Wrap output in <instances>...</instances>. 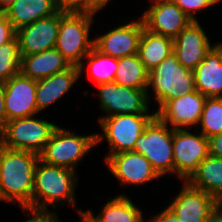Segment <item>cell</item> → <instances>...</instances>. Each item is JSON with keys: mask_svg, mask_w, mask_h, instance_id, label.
Wrapping results in <instances>:
<instances>
[{"mask_svg": "<svg viewBox=\"0 0 222 222\" xmlns=\"http://www.w3.org/2000/svg\"><path fill=\"white\" fill-rule=\"evenodd\" d=\"M97 89L99 109L105 113L97 121L120 114H156L155 109L150 110L147 89L129 88L116 82L99 84Z\"/></svg>", "mask_w": 222, "mask_h": 222, "instance_id": "9", "label": "cell"}, {"mask_svg": "<svg viewBox=\"0 0 222 222\" xmlns=\"http://www.w3.org/2000/svg\"><path fill=\"white\" fill-rule=\"evenodd\" d=\"M172 139L173 128L156 115L137 139L133 151L143 154L161 177L174 175Z\"/></svg>", "mask_w": 222, "mask_h": 222, "instance_id": "8", "label": "cell"}, {"mask_svg": "<svg viewBox=\"0 0 222 222\" xmlns=\"http://www.w3.org/2000/svg\"><path fill=\"white\" fill-rule=\"evenodd\" d=\"M151 222H182L167 206L149 217Z\"/></svg>", "mask_w": 222, "mask_h": 222, "instance_id": "34", "label": "cell"}, {"mask_svg": "<svg viewBox=\"0 0 222 222\" xmlns=\"http://www.w3.org/2000/svg\"><path fill=\"white\" fill-rule=\"evenodd\" d=\"M72 65L55 47L41 53L21 55L20 72L31 79L47 78Z\"/></svg>", "mask_w": 222, "mask_h": 222, "instance_id": "21", "label": "cell"}, {"mask_svg": "<svg viewBox=\"0 0 222 222\" xmlns=\"http://www.w3.org/2000/svg\"><path fill=\"white\" fill-rule=\"evenodd\" d=\"M155 116L156 114H120L100 119L98 125L101 132H95L96 147L106 142L109 149L103 160L113 154L133 151L137 139Z\"/></svg>", "mask_w": 222, "mask_h": 222, "instance_id": "5", "label": "cell"}, {"mask_svg": "<svg viewBox=\"0 0 222 222\" xmlns=\"http://www.w3.org/2000/svg\"><path fill=\"white\" fill-rule=\"evenodd\" d=\"M113 177L121 186H145L149 182L160 181L161 176L153 168L149 160L141 153L126 151L109 156L105 161Z\"/></svg>", "mask_w": 222, "mask_h": 222, "instance_id": "11", "label": "cell"}, {"mask_svg": "<svg viewBox=\"0 0 222 222\" xmlns=\"http://www.w3.org/2000/svg\"><path fill=\"white\" fill-rule=\"evenodd\" d=\"M203 29L200 21L190 24L173 39V54L181 65L194 71L197 65L205 59L206 54L215 45Z\"/></svg>", "mask_w": 222, "mask_h": 222, "instance_id": "15", "label": "cell"}, {"mask_svg": "<svg viewBox=\"0 0 222 222\" xmlns=\"http://www.w3.org/2000/svg\"><path fill=\"white\" fill-rule=\"evenodd\" d=\"M60 25V10L16 31L20 55H32L54 48Z\"/></svg>", "mask_w": 222, "mask_h": 222, "instance_id": "18", "label": "cell"}, {"mask_svg": "<svg viewBox=\"0 0 222 222\" xmlns=\"http://www.w3.org/2000/svg\"><path fill=\"white\" fill-rule=\"evenodd\" d=\"M149 4L140 17L144 28L152 33L174 39L192 21L171 0H149Z\"/></svg>", "mask_w": 222, "mask_h": 222, "instance_id": "14", "label": "cell"}, {"mask_svg": "<svg viewBox=\"0 0 222 222\" xmlns=\"http://www.w3.org/2000/svg\"><path fill=\"white\" fill-rule=\"evenodd\" d=\"M206 96L197 90L179 95L169 100L156 115L173 129H192L197 127Z\"/></svg>", "mask_w": 222, "mask_h": 222, "instance_id": "16", "label": "cell"}, {"mask_svg": "<svg viewBox=\"0 0 222 222\" xmlns=\"http://www.w3.org/2000/svg\"><path fill=\"white\" fill-rule=\"evenodd\" d=\"M96 15L98 14L60 10V25L55 48L71 65L79 67L84 57L94 48V37H90V31Z\"/></svg>", "mask_w": 222, "mask_h": 222, "instance_id": "4", "label": "cell"}, {"mask_svg": "<svg viewBox=\"0 0 222 222\" xmlns=\"http://www.w3.org/2000/svg\"><path fill=\"white\" fill-rule=\"evenodd\" d=\"M95 147V133L82 135L59 124L39 158L46 164L70 168L77 172L83 158Z\"/></svg>", "mask_w": 222, "mask_h": 222, "instance_id": "6", "label": "cell"}, {"mask_svg": "<svg viewBox=\"0 0 222 222\" xmlns=\"http://www.w3.org/2000/svg\"><path fill=\"white\" fill-rule=\"evenodd\" d=\"M5 110L7 121L38 115L36 80L20 72L5 81Z\"/></svg>", "mask_w": 222, "mask_h": 222, "instance_id": "17", "label": "cell"}, {"mask_svg": "<svg viewBox=\"0 0 222 222\" xmlns=\"http://www.w3.org/2000/svg\"><path fill=\"white\" fill-rule=\"evenodd\" d=\"M80 79L79 67L72 65L64 71L36 80L38 112L42 113L56 101L63 99Z\"/></svg>", "mask_w": 222, "mask_h": 222, "instance_id": "19", "label": "cell"}, {"mask_svg": "<svg viewBox=\"0 0 222 222\" xmlns=\"http://www.w3.org/2000/svg\"><path fill=\"white\" fill-rule=\"evenodd\" d=\"M113 0H88V12L98 14Z\"/></svg>", "mask_w": 222, "mask_h": 222, "instance_id": "37", "label": "cell"}, {"mask_svg": "<svg viewBox=\"0 0 222 222\" xmlns=\"http://www.w3.org/2000/svg\"><path fill=\"white\" fill-rule=\"evenodd\" d=\"M7 122V113L5 110V81L0 80V129Z\"/></svg>", "mask_w": 222, "mask_h": 222, "instance_id": "36", "label": "cell"}, {"mask_svg": "<svg viewBox=\"0 0 222 222\" xmlns=\"http://www.w3.org/2000/svg\"><path fill=\"white\" fill-rule=\"evenodd\" d=\"M78 212V216L80 217V221L79 222H94L93 220H91L87 214L84 212V210H82L81 208L77 210Z\"/></svg>", "mask_w": 222, "mask_h": 222, "instance_id": "39", "label": "cell"}, {"mask_svg": "<svg viewBox=\"0 0 222 222\" xmlns=\"http://www.w3.org/2000/svg\"><path fill=\"white\" fill-rule=\"evenodd\" d=\"M187 182L222 201V157L208 155Z\"/></svg>", "mask_w": 222, "mask_h": 222, "instance_id": "24", "label": "cell"}, {"mask_svg": "<svg viewBox=\"0 0 222 222\" xmlns=\"http://www.w3.org/2000/svg\"><path fill=\"white\" fill-rule=\"evenodd\" d=\"M87 63V70L89 79L95 85L114 82L116 71L118 68V59L111 56L104 55L93 48L83 59L79 66L80 77L82 78L84 72L85 62Z\"/></svg>", "mask_w": 222, "mask_h": 222, "instance_id": "26", "label": "cell"}, {"mask_svg": "<svg viewBox=\"0 0 222 222\" xmlns=\"http://www.w3.org/2000/svg\"><path fill=\"white\" fill-rule=\"evenodd\" d=\"M174 2L192 21H198L200 11L204 12L211 7H215L222 0H171Z\"/></svg>", "mask_w": 222, "mask_h": 222, "instance_id": "30", "label": "cell"}, {"mask_svg": "<svg viewBox=\"0 0 222 222\" xmlns=\"http://www.w3.org/2000/svg\"><path fill=\"white\" fill-rule=\"evenodd\" d=\"M143 28L144 24L139 15L135 20L115 25L102 35L94 36V48L104 55L117 59L136 55Z\"/></svg>", "mask_w": 222, "mask_h": 222, "instance_id": "12", "label": "cell"}, {"mask_svg": "<svg viewBox=\"0 0 222 222\" xmlns=\"http://www.w3.org/2000/svg\"><path fill=\"white\" fill-rule=\"evenodd\" d=\"M114 82L129 88H148L149 71L140 61L138 54L118 59Z\"/></svg>", "mask_w": 222, "mask_h": 222, "instance_id": "27", "label": "cell"}, {"mask_svg": "<svg viewBox=\"0 0 222 222\" xmlns=\"http://www.w3.org/2000/svg\"><path fill=\"white\" fill-rule=\"evenodd\" d=\"M209 155L222 157V132L208 138Z\"/></svg>", "mask_w": 222, "mask_h": 222, "instance_id": "35", "label": "cell"}, {"mask_svg": "<svg viewBox=\"0 0 222 222\" xmlns=\"http://www.w3.org/2000/svg\"><path fill=\"white\" fill-rule=\"evenodd\" d=\"M19 208L25 216L30 217L22 222H61L57 212L53 209L36 208L29 205L19 206Z\"/></svg>", "mask_w": 222, "mask_h": 222, "instance_id": "31", "label": "cell"}, {"mask_svg": "<svg viewBox=\"0 0 222 222\" xmlns=\"http://www.w3.org/2000/svg\"><path fill=\"white\" fill-rule=\"evenodd\" d=\"M195 90L193 71L181 65L173 53L149 72L147 94L150 104L153 98L158 105L156 113L169 100Z\"/></svg>", "mask_w": 222, "mask_h": 222, "instance_id": "3", "label": "cell"}, {"mask_svg": "<svg viewBox=\"0 0 222 222\" xmlns=\"http://www.w3.org/2000/svg\"><path fill=\"white\" fill-rule=\"evenodd\" d=\"M39 155L3 146L0 151V202L32 206L34 173Z\"/></svg>", "mask_w": 222, "mask_h": 222, "instance_id": "1", "label": "cell"}, {"mask_svg": "<svg viewBox=\"0 0 222 222\" xmlns=\"http://www.w3.org/2000/svg\"><path fill=\"white\" fill-rule=\"evenodd\" d=\"M59 10L65 12H88V0H55Z\"/></svg>", "mask_w": 222, "mask_h": 222, "instance_id": "32", "label": "cell"}, {"mask_svg": "<svg viewBox=\"0 0 222 222\" xmlns=\"http://www.w3.org/2000/svg\"><path fill=\"white\" fill-rule=\"evenodd\" d=\"M3 148V143H2V139H1V135H0V151L2 150Z\"/></svg>", "mask_w": 222, "mask_h": 222, "instance_id": "41", "label": "cell"}, {"mask_svg": "<svg viewBox=\"0 0 222 222\" xmlns=\"http://www.w3.org/2000/svg\"><path fill=\"white\" fill-rule=\"evenodd\" d=\"M173 53V39L143 28L138 56L150 72Z\"/></svg>", "mask_w": 222, "mask_h": 222, "instance_id": "25", "label": "cell"}, {"mask_svg": "<svg viewBox=\"0 0 222 222\" xmlns=\"http://www.w3.org/2000/svg\"><path fill=\"white\" fill-rule=\"evenodd\" d=\"M207 222H222V206L220 205L215 211L209 216Z\"/></svg>", "mask_w": 222, "mask_h": 222, "instance_id": "38", "label": "cell"}, {"mask_svg": "<svg viewBox=\"0 0 222 222\" xmlns=\"http://www.w3.org/2000/svg\"><path fill=\"white\" fill-rule=\"evenodd\" d=\"M181 184L179 192L167 207L182 222H207L220 202L207 192L192 187L187 181Z\"/></svg>", "mask_w": 222, "mask_h": 222, "instance_id": "13", "label": "cell"}, {"mask_svg": "<svg viewBox=\"0 0 222 222\" xmlns=\"http://www.w3.org/2000/svg\"><path fill=\"white\" fill-rule=\"evenodd\" d=\"M173 129L174 176L187 181L209 155V142L200 131Z\"/></svg>", "mask_w": 222, "mask_h": 222, "instance_id": "10", "label": "cell"}, {"mask_svg": "<svg viewBox=\"0 0 222 222\" xmlns=\"http://www.w3.org/2000/svg\"><path fill=\"white\" fill-rule=\"evenodd\" d=\"M109 199L97 215L91 208H87L84 212L94 222H143L145 220L141 207H138L139 205H136L124 192Z\"/></svg>", "mask_w": 222, "mask_h": 222, "instance_id": "22", "label": "cell"}, {"mask_svg": "<svg viewBox=\"0 0 222 222\" xmlns=\"http://www.w3.org/2000/svg\"><path fill=\"white\" fill-rule=\"evenodd\" d=\"M77 173L73 169L49 165L39 159L34 173L32 207L57 210V206L69 205L76 208Z\"/></svg>", "mask_w": 222, "mask_h": 222, "instance_id": "2", "label": "cell"}, {"mask_svg": "<svg viewBox=\"0 0 222 222\" xmlns=\"http://www.w3.org/2000/svg\"><path fill=\"white\" fill-rule=\"evenodd\" d=\"M143 222H151L149 219H145Z\"/></svg>", "mask_w": 222, "mask_h": 222, "instance_id": "42", "label": "cell"}, {"mask_svg": "<svg viewBox=\"0 0 222 222\" xmlns=\"http://www.w3.org/2000/svg\"><path fill=\"white\" fill-rule=\"evenodd\" d=\"M16 36V30L4 13L0 14V46L12 40Z\"/></svg>", "mask_w": 222, "mask_h": 222, "instance_id": "33", "label": "cell"}, {"mask_svg": "<svg viewBox=\"0 0 222 222\" xmlns=\"http://www.w3.org/2000/svg\"><path fill=\"white\" fill-rule=\"evenodd\" d=\"M197 127L206 138L222 132V97L206 98Z\"/></svg>", "mask_w": 222, "mask_h": 222, "instance_id": "28", "label": "cell"}, {"mask_svg": "<svg viewBox=\"0 0 222 222\" xmlns=\"http://www.w3.org/2000/svg\"><path fill=\"white\" fill-rule=\"evenodd\" d=\"M16 0H0V10L4 12L9 6H11Z\"/></svg>", "mask_w": 222, "mask_h": 222, "instance_id": "40", "label": "cell"}, {"mask_svg": "<svg viewBox=\"0 0 222 222\" xmlns=\"http://www.w3.org/2000/svg\"><path fill=\"white\" fill-rule=\"evenodd\" d=\"M58 11L55 0H16L3 13L17 31L39 19L53 16Z\"/></svg>", "mask_w": 222, "mask_h": 222, "instance_id": "23", "label": "cell"}, {"mask_svg": "<svg viewBox=\"0 0 222 222\" xmlns=\"http://www.w3.org/2000/svg\"><path fill=\"white\" fill-rule=\"evenodd\" d=\"M21 55L17 36L0 46V80L7 81L20 73Z\"/></svg>", "mask_w": 222, "mask_h": 222, "instance_id": "29", "label": "cell"}, {"mask_svg": "<svg viewBox=\"0 0 222 222\" xmlns=\"http://www.w3.org/2000/svg\"><path fill=\"white\" fill-rule=\"evenodd\" d=\"M58 126L47 118L35 115L8 120L0 129V135L5 148L39 155Z\"/></svg>", "mask_w": 222, "mask_h": 222, "instance_id": "7", "label": "cell"}, {"mask_svg": "<svg viewBox=\"0 0 222 222\" xmlns=\"http://www.w3.org/2000/svg\"><path fill=\"white\" fill-rule=\"evenodd\" d=\"M214 43L193 71L195 89L207 98L222 97V42Z\"/></svg>", "mask_w": 222, "mask_h": 222, "instance_id": "20", "label": "cell"}]
</instances>
